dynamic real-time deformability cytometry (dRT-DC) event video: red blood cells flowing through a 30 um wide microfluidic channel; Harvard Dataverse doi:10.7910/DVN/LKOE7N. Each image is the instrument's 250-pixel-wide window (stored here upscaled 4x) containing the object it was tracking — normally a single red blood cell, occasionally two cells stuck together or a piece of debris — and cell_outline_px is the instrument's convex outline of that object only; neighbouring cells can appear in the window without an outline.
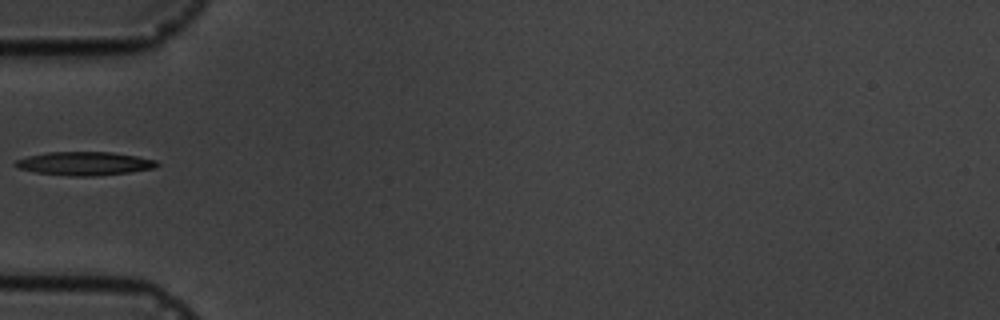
{"species": "common noctule bat (a hibernating species)", "species_latin": "Nyctalus noctula", "temperature_condition": "cold", "stored_images_in_passage": 3, "camera_frame_rate_fps": 3000, "um_per_image_px": 0.085, "animal": {"sex": "male", "body_mass_g": 19.5, "forearm_length_mm": 54.6}, "frame": {"image": 1, "passage_image": 3, "time_ms": 2.333, "image_size_px": [1000, 320], "cell_outline_px": [[160, 164], [156, 168], [128, 172], [92, 176], [68, 176], [36, 172], [20, 168], [12, 164], [16, 160], [28, 156], [48, 152], [112, 152], [136, 156], [156, 160]], "centroid_in_image_um": [7.2, 13.89], "position_along_channel_um": 77.8, "area_um2": 19.31}}